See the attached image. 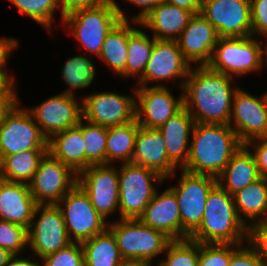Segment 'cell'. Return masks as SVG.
I'll return each mask as SVG.
<instances>
[{"label":"cell","instance_id":"obj_24","mask_svg":"<svg viewBox=\"0 0 267 266\" xmlns=\"http://www.w3.org/2000/svg\"><path fill=\"white\" fill-rule=\"evenodd\" d=\"M193 16L192 11L163 1L140 21V25L154 31L155 39L177 40Z\"/></svg>","mask_w":267,"mask_h":266},{"label":"cell","instance_id":"obj_41","mask_svg":"<svg viewBox=\"0 0 267 266\" xmlns=\"http://www.w3.org/2000/svg\"><path fill=\"white\" fill-rule=\"evenodd\" d=\"M250 247L267 266V221L248 225L247 239Z\"/></svg>","mask_w":267,"mask_h":266},{"label":"cell","instance_id":"obj_9","mask_svg":"<svg viewBox=\"0 0 267 266\" xmlns=\"http://www.w3.org/2000/svg\"><path fill=\"white\" fill-rule=\"evenodd\" d=\"M19 107L17 100L0 122V156L30 149H48V138L33 121L28 109Z\"/></svg>","mask_w":267,"mask_h":266},{"label":"cell","instance_id":"obj_32","mask_svg":"<svg viewBox=\"0 0 267 266\" xmlns=\"http://www.w3.org/2000/svg\"><path fill=\"white\" fill-rule=\"evenodd\" d=\"M138 125L136 119L130 123L108 127L106 144V164L115 159L132 163Z\"/></svg>","mask_w":267,"mask_h":266},{"label":"cell","instance_id":"obj_51","mask_svg":"<svg viewBox=\"0 0 267 266\" xmlns=\"http://www.w3.org/2000/svg\"><path fill=\"white\" fill-rule=\"evenodd\" d=\"M151 263L144 260H123L119 266H150Z\"/></svg>","mask_w":267,"mask_h":266},{"label":"cell","instance_id":"obj_17","mask_svg":"<svg viewBox=\"0 0 267 266\" xmlns=\"http://www.w3.org/2000/svg\"><path fill=\"white\" fill-rule=\"evenodd\" d=\"M136 121L140 127L158 129L183 107V94L174 98L166 86L158 84L152 87L135 89Z\"/></svg>","mask_w":267,"mask_h":266},{"label":"cell","instance_id":"obj_23","mask_svg":"<svg viewBox=\"0 0 267 266\" xmlns=\"http://www.w3.org/2000/svg\"><path fill=\"white\" fill-rule=\"evenodd\" d=\"M139 220L156 230L163 232L171 240H181V218L174 191L169 188L154 197L145 208Z\"/></svg>","mask_w":267,"mask_h":266},{"label":"cell","instance_id":"obj_48","mask_svg":"<svg viewBox=\"0 0 267 266\" xmlns=\"http://www.w3.org/2000/svg\"><path fill=\"white\" fill-rule=\"evenodd\" d=\"M13 79L5 70L0 69V95H16Z\"/></svg>","mask_w":267,"mask_h":266},{"label":"cell","instance_id":"obj_42","mask_svg":"<svg viewBox=\"0 0 267 266\" xmlns=\"http://www.w3.org/2000/svg\"><path fill=\"white\" fill-rule=\"evenodd\" d=\"M252 35H267V0H250Z\"/></svg>","mask_w":267,"mask_h":266},{"label":"cell","instance_id":"obj_13","mask_svg":"<svg viewBox=\"0 0 267 266\" xmlns=\"http://www.w3.org/2000/svg\"><path fill=\"white\" fill-rule=\"evenodd\" d=\"M200 14L219 38L252 36L250 0H204Z\"/></svg>","mask_w":267,"mask_h":266},{"label":"cell","instance_id":"obj_55","mask_svg":"<svg viewBox=\"0 0 267 266\" xmlns=\"http://www.w3.org/2000/svg\"><path fill=\"white\" fill-rule=\"evenodd\" d=\"M267 41V40H266ZM267 44V43H266ZM266 50H267V45H266ZM266 65H267V53H266Z\"/></svg>","mask_w":267,"mask_h":266},{"label":"cell","instance_id":"obj_21","mask_svg":"<svg viewBox=\"0 0 267 266\" xmlns=\"http://www.w3.org/2000/svg\"><path fill=\"white\" fill-rule=\"evenodd\" d=\"M132 163L152 169L163 178L174 175L162 134L158 129L139 127L135 138Z\"/></svg>","mask_w":267,"mask_h":266},{"label":"cell","instance_id":"obj_49","mask_svg":"<svg viewBox=\"0 0 267 266\" xmlns=\"http://www.w3.org/2000/svg\"><path fill=\"white\" fill-rule=\"evenodd\" d=\"M167 3L176 5L177 7L192 11L194 14L201 12L200 0H164Z\"/></svg>","mask_w":267,"mask_h":266},{"label":"cell","instance_id":"obj_22","mask_svg":"<svg viewBox=\"0 0 267 266\" xmlns=\"http://www.w3.org/2000/svg\"><path fill=\"white\" fill-rule=\"evenodd\" d=\"M37 205L28 183L0 178V220L28 229Z\"/></svg>","mask_w":267,"mask_h":266},{"label":"cell","instance_id":"obj_30","mask_svg":"<svg viewBox=\"0 0 267 266\" xmlns=\"http://www.w3.org/2000/svg\"><path fill=\"white\" fill-rule=\"evenodd\" d=\"M136 28L128 20H120L105 37L99 57L119 75L126 77L128 58V36Z\"/></svg>","mask_w":267,"mask_h":266},{"label":"cell","instance_id":"obj_4","mask_svg":"<svg viewBox=\"0 0 267 266\" xmlns=\"http://www.w3.org/2000/svg\"><path fill=\"white\" fill-rule=\"evenodd\" d=\"M120 20H128L117 3L112 0L98 6L75 10L63 18L72 34L84 48L99 56L108 33Z\"/></svg>","mask_w":267,"mask_h":266},{"label":"cell","instance_id":"obj_2","mask_svg":"<svg viewBox=\"0 0 267 266\" xmlns=\"http://www.w3.org/2000/svg\"><path fill=\"white\" fill-rule=\"evenodd\" d=\"M182 170L217 178L243 145L230 125L195 123Z\"/></svg>","mask_w":267,"mask_h":266},{"label":"cell","instance_id":"obj_7","mask_svg":"<svg viewBox=\"0 0 267 266\" xmlns=\"http://www.w3.org/2000/svg\"><path fill=\"white\" fill-rule=\"evenodd\" d=\"M118 178L121 219H139L157 191L152 181L165 180L152 169L134 163H123Z\"/></svg>","mask_w":267,"mask_h":266},{"label":"cell","instance_id":"obj_28","mask_svg":"<svg viewBox=\"0 0 267 266\" xmlns=\"http://www.w3.org/2000/svg\"><path fill=\"white\" fill-rule=\"evenodd\" d=\"M232 197L238 217L247 227L244 216L251 219L252 224L267 221V178L261 177Z\"/></svg>","mask_w":267,"mask_h":266},{"label":"cell","instance_id":"obj_6","mask_svg":"<svg viewBox=\"0 0 267 266\" xmlns=\"http://www.w3.org/2000/svg\"><path fill=\"white\" fill-rule=\"evenodd\" d=\"M264 53L266 48L252 36L219 38L207 66L230 77L242 76L261 68Z\"/></svg>","mask_w":267,"mask_h":266},{"label":"cell","instance_id":"obj_52","mask_svg":"<svg viewBox=\"0 0 267 266\" xmlns=\"http://www.w3.org/2000/svg\"><path fill=\"white\" fill-rule=\"evenodd\" d=\"M12 256L8 250L0 247V266H5Z\"/></svg>","mask_w":267,"mask_h":266},{"label":"cell","instance_id":"obj_12","mask_svg":"<svg viewBox=\"0 0 267 266\" xmlns=\"http://www.w3.org/2000/svg\"><path fill=\"white\" fill-rule=\"evenodd\" d=\"M39 211H41L39 219L36 222L32 220L27 234L28 246L42 259L56 253L72 241L69 239L62 213L56 204L37 205L33 218L40 213Z\"/></svg>","mask_w":267,"mask_h":266},{"label":"cell","instance_id":"obj_53","mask_svg":"<svg viewBox=\"0 0 267 266\" xmlns=\"http://www.w3.org/2000/svg\"><path fill=\"white\" fill-rule=\"evenodd\" d=\"M16 257L17 255H13L5 266H24V259Z\"/></svg>","mask_w":267,"mask_h":266},{"label":"cell","instance_id":"obj_54","mask_svg":"<svg viewBox=\"0 0 267 266\" xmlns=\"http://www.w3.org/2000/svg\"><path fill=\"white\" fill-rule=\"evenodd\" d=\"M39 265L40 264H38L37 262H31V260L29 259H24V266H39Z\"/></svg>","mask_w":267,"mask_h":266},{"label":"cell","instance_id":"obj_37","mask_svg":"<svg viewBox=\"0 0 267 266\" xmlns=\"http://www.w3.org/2000/svg\"><path fill=\"white\" fill-rule=\"evenodd\" d=\"M16 7L18 12L26 13L37 23L45 26L49 30L53 20L54 10L58 6V0H9Z\"/></svg>","mask_w":267,"mask_h":266},{"label":"cell","instance_id":"obj_38","mask_svg":"<svg viewBox=\"0 0 267 266\" xmlns=\"http://www.w3.org/2000/svg\"><path fill=\"white\" fill-rule=\"evenodd\" d=\"M28 244L27 228L22 225L0 220V247L12 255H18Z\"/></svg>","mask_w":267,"mask_h":266},{"label":"cell","instance_id":"obj_10","mask_svg":"<svg viewBox=\"0 0 267 266\" xmlns=\"http://www.w3.org/2000/svg\"><path fill=\"white\" fill-rule=\"evenodd\" d=\"M60 203H63L65 208H62ZM56 205L62 213L67 234L72 242L82 243L108 228V222L97 212L88 194L78 183Z\"/></svg>","mask_w":267,"mask_h":266},{"label":"cell","instance_id":"obj_27","mask_svg":"<svg viewBox=\"0 0 267 266\" xmlns=\"http://www.w3.org/2000/svg\"><path fill=\"white\" fill-rule=\"evenodd\" d=\"M83 142L82 130L78 126L68 128L48 139V153L79 174L85 169Z\"/></svg>","mask_w":267,"mask_h":266},{"label":"cell","instance_id":"obj_19","mask_svg":"<svg viewBox=\"0 0 267 266\" xmlns=\"http://www.w3.org/2000/svg\"><path fill=\"white\" fill-rule=\"evenodd\" d=\"M190 69L191 64L183 56L177 40L154 38L151 56L143 76L138 80L139 86L145 87L150 81L187 77Z\"/></svg>","mask_w":267,"mask_h":266},{"label":"cell","instance_id":"obj_15","mask_svg":"<svg viewBox=\"0 0 267 266\" xmlns=\"http://www.w3.org/2000/svg\"><path fill=\"white\" fill-rule=\"evenodd\" d=\"M116 169L109 164L91 165L78 174V185L88 194L92 205L104 219L119 209Z\"/></svg>","mask_w":267,"mask_h":266},{"label":"cell","instance_id":"obj_8","mask_svg":"<svg viewBox=\"0 0 267 266\" xmlns=\"http://www.w3.org/2000/svg\"><path fill=\"white\" fill-rule=\"evenodd\" d=\"M182 173L179 184L170 188L174 191L178 202L181 240H184L188 239L199 227L208 194L217 184V178L210 175L193 174L184 170Z\"/></svg>","mask_w":267,"mask_h":266},{"label":"cell","instance_id":"obj_14","mask_svg":"<svg viewBox=\"0 0 267 266\" xmlns=\"http://www.w3.org/2000/svg\"><path fill=\"white\" fill-rule=\"evenodd\" d=\"M229 125L243 145L256 138L266 137L267 92L256 98L238 88L233 96Z\"/></svg>","mask_w":267,"mask_h":266},{"label":"cell","instance_id":"obj_34","mask_svg":"<svg viewBox=\"0 0 267 266\" xmlns=\"http://www.w3.org/2000/svg\"><path fill=\"white\" fill-rule=\"evenodd\" d=\"M88 124V125H86ZM80 120L77 125L82 130L85 152V169L91 165L106 164V144L108 127Z\"/></svg>","mask_w":267,"mask_h":266},{"label":"cell","instance_id":"obj_45","mask_svg":"<svg viewBox=\"0 0 267 266\" xmlns=\"http://www.w3.org/2000/svg\"><path fill=\"white\" fill-rule=\"evenodd\" d=\"M109 1L112 0H58V3L63 20L64 16L75 10L98 6Z\"/></svg>","mask_w":267,"mask_h":266},{"label":"cell","instance_id":"obj_3","mask_svg":"<svg viewBox=\"0 0 267 266\" xmlns=\"http://www.w3.org/2000/svg\"><path fill=\"white\" fill-rule=\"evenodd\" d=\"M247 232L248 227L238 217L232 195L217 183L208 194L199 227L188 239L197 243L242 244Z\"/></svg>","mask_w":267,"mask_h":266},{"label":"cell","instance_id":"obj_47","mask_svg":"<svg viewBox=\"0 0 267 266\" xmlns=\"http://www.w3.org/2000/svg\"><path fill=\"white\" fill-rule=\"evenodd\" d=\"M133 5L139 6L142 10L141 12L133 18V22L140 25V21L152 10L154 9L159 3L163 2L164 0H127Z\"/></svg>","mask_w":267,"mask_h":266},{"label":"cell","instance_id":"obj_5","mask_svg":"<svg viewBox=\"0 0 267 266\" xmlns=\"http://www.w3.org/2000/svg\"><path fill=\"white\" fill-rule=\"evenodd\" d=\"M124 260H144L164 252L172 241L163 232L143 224L139 219H120L108 224Z\"/></svg>","mask_w":267,"mask_h":266},{"label":"cell","instance_id":"obj_25","mask_svg":"<svg viewBox=\"0 0 267 266\" xmlns=\"http://www.w3.org/2000/svg\"><path fill=\"white\" fill-rule=\"evenodd\" d=\"M194 124V118L183 107L158 128L163 136L168 158L175 167L183 168L186 165L190 149L189 136Z\"/></svg>","mask_w":267,"mask_h":266},{"label":"cell","instance_id":"obj_16","mask_svg":"<svg viewBox=\"0 0 267 266\" xmlns=\"http://www.w3.org/2000/svg\"><path fill=\"white\" fill-rule=\"evenodd\" d=\"M83 119L104 127L119 126L136 119V99L112 92L87 95L82 99Z\"/></svg>","mask_w":267,"mask_h":266},{"label":"cell","instance_id":"obj_1","mask_svg":"<svg viewBox=\"0 0 267 266\" xmlns=\"http://www.w3.org/2000/svg\"><path fill=\"white\" fill-rule=\"evenodd\" d=\"M184 89V108L194 118L195 123L229 125L234 93L232 77L210 69L207 65L190 69Z\"/></svg>","mask_w":267,"mask_h":266},{"label":"cell","instance_id":"obj_20","mask_svg":"<svg viewBox=\"0 0 267 266\" xmlns=\"http://www.w3.org/2000/svg\"><path fill=\"white\" fill-rule=\"evenodd\" d=\"M218 40L216 29L199 13L190 19L177 42L190 64L199 61L200 66H203L209 63Z\"/></svg>","mask_w":267,"mask_h":266},{"label":"cell","instance_id":"obj_18","mask_svg":"<svg viewBox=\"0 0 267 266\" xmlns=\"http://www.w3.org/2000/svg\"><path fill=\"white\" fill-rule=\"evenodd\" d=\"M28 111L48 139L55 133L77 126L83 119L82 107H79L71 89L50 97Z\"/></svg>","mask_w":267,"mask_h":266},{"label":"cell","instance_id":"obj_11","mask_svg":"<svg viewBox=\"0 0 267 266\" xmlns=\"http://www.w3.org/2000/svg\"><path fill=\"white\" fill-rule=\"evenodd\" d=\"M78 174L47 153L28 183L38 205L57 204L76 184Z\"/></svg>","mask_w":267,"mask_h":266},{"label":"cell","instance_id":"obj_44","mask_svg":"<svg viewBox=\"0 0 267 266\" xmlns=\"http://www.w3.org/2000/svg\"><path fill=\"white\" fill-rule=\"evenodd\" d=\"M254 143L257 144L254 146L255 151L252 155L255 159L261 177L267 178V136L251 140L246 143L245 146H250Z\"/></svg>","mask_w":267,"mask_h":266},{"label":"cell","instance_id":"obj_33","mask_svg":"<svg viewBox=\"0 0 267 266\" xmlns=\"http://www.w3.org/2000/svg\"><path fill=\"white\" fill-rule=\"evenodd\" d=\"M154 47V37L152 40L145 32L135 29L128 36V58L126 62V78L128 76H143L147 62ZM141 73V74H140Z\"/></svg>","mask_w":267,"mask_h":266},{"label":"cell","instance_id":"obj_31","mask_svg":"<svg viewBox=\"0 0 267 266\" xmlns=\"http://www.w3.org/2000/svg\"><path fill=\"white\" fill-rule=\"evenodd\" d=\"M81 244L84 250L85 266H119L124 260L115 237L108 228Z\"/></svg>","mask_w":267,"mask_h":266},{"label":"cell","instance_id":"obj_39","mask_svg":"<svg viewBox=\"0 0 267 266\" xmlns=\"http://www.w3.org/2000/svg\"><path fill=\"white\" fill-rule=\"evenodd\" d=\"M42 259L43 266H85L84 250L82 244L78 242H72Z\"/></svg>","mask_w":267,"mask_h":266},{"label":"cell","instance_id":"obj_43","mask_svg":"<svg viewBox=\"0 0 267 266\" xmlns=\"http://www.w3.org/2000/svg\"><path fill=\"white\" fill-rule=\"evenodd\" d=\"M241 245L231 244V260L229 266H264L263 261L251 247L242 248Z\"/></svg>","mask_w":267,"mask_h":266},{"label":"cell","instance_id":"obj_36","mask_svg":"<svg viewBox=\"0 0 267 266\" xmlns=\"http://www.w3.org/2000/svg\"><path fill=\"white\" fill-rule=\"evenodd\" d=\"M63 79L72 88H85L95 78V66L86 56H75L70 58L62 70Z\"/></svg>","mask_w":267,"mask_h":266},{"label":"cell","instance_id":"obj_26","mask_svg":"<svg viewBox=\"0 0 267 266\" xmlns=\"http://www.w3.org/2000/svg\"><path fill=\"white\" fill-rule=\"evenodd\" d=\"M261 178L255 159L242 145L217 177V183L230 195ZM223 180H226L225 186Z\"/></svg>","mask_w":267,"mask_h":266},{"label":"cell","instance_id":"obj_40","mask_svg":"<svg viewBox=\"0 0 267 266\" xmlns=\"http://www.w3.org/2000/svg\"><path fill=\"white\" fill-rule=\"evenodd\" d=\"M231 244L200 243L198 266H229Z\"/></svg>","mask_w":267,"mask_h":266},{"label":"cell","instance_id":"obj_35","mask_svg":"<svg viewBox=\"0 0 267 266\" xmlns=\"http://www.w3.org/2000/svg\"><path fill=\"white\" fill-rule=\"evenodd\" d=\"M167 259L160 266H198L200 243L190 239L172 240L166 247Z\"/></svg>","mask_w":267,"mask_h":266},{"label":"cell","instance_id":"obj_46","mask_svg":"<svg viewBox=\"0 0 267 266\" xmlns=\"http://www.w3.org/2000/svg\"><path fill=\"white\" fill-rule=\"evenodd\" d=\"M18 41L13 38H0V69L5 70V65L8 62L13 48H17Z\"/></svg>","mask_w":267,"mask_h":266},{"label":"cell","instance_id":"obj_29","mask_svg":"<svg viewBox=\"0 0 267 266\" xmlns=\"http://www.w3.org/2000/svg\"><path fill=\"white\" fill-rule=\"evenodd\" d=\"M48 149L24 150L13 155L0 156V178L29 183Z\"/></svg>","mask_w":267,"mask_h":266},{"label":"cell","instance_id":"obj_50","mask_svg":"<svg viewBox=\"0 0 267 266\" xmlns=\"http://www.w3.org/2000/svg\"><path fill=\"white\" fill-rule=\"evenodd\" d=\"M17 100V95H0V122Z\"/></svg>","mask_w":267,"mask_h":266}]
</instances>
